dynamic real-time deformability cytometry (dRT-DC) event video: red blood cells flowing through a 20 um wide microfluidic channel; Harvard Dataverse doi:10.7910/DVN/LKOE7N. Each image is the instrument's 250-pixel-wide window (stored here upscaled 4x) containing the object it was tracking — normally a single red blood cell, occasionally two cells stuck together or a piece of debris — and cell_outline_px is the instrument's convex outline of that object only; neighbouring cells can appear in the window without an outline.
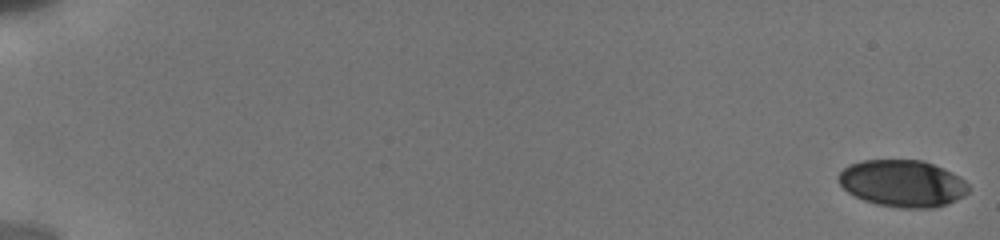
{"species": "human", "species_latin": "Homo sapiens", "temperature_condition": "cold", "stored_images_in_passage": 13, "camera_frame_rate_fps": 3000, "um_per_image_px": 0.085, "donor": {"sex": "male"}, "frame": {"image": 1, "passage_image": 1, "time_ms": 0.0, "image_size_px": [1000, 240], "cell_outline_px": [[968, 192], [964, 196], [956, 200], [932, 208], [900, 208], [876, 204], [864, 200], [848, 192], [840, 184], [836, 176], [848, 164], [864, 160], [924, 160], [944, 168], [952, 172], [964, 180], [968, 184]], "centroid_in_image_um": [76.7, 15.58], "position_along_channel_um": 8.3, "area_um2": 35.6}}
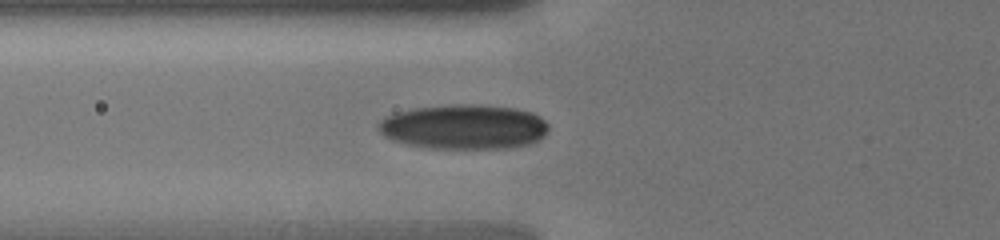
{"frame": {"image": 2, "passage_image": 11, "time_ms": 7.333, "image_size_px": [1000, 240], "cell_outline_px": [[548, 132], [544, 136], [528, 144], [508, 148], [432, 148], [408, 144], [392, 140], [384, 136], [376, 128], [376, 124], [384, 116], [392, 112], [412, 108], [456, 104], [480, 104], [516, 108], [532, 112], [540, 116], [548, 124]], "centroid_in_image_um": [39.4, 10.76], "position_along_channel_um": 86.4, "area_um2": 44.8}}
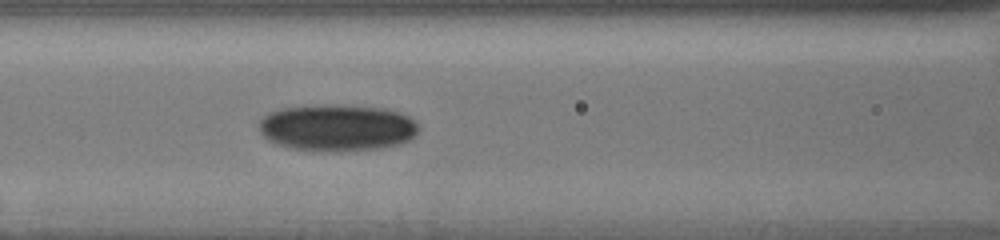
{"frame": {"image": 3, "passage_image": 13, "time_ms": 8.667, "image_size_px": [1000, 240], "cell_outline_px": [[420, 128], [416, 136], [400, 144], [380, 148], [340, 152], [312, 152], [288, 148], [276, 144], [268, 140], [260, 132], [260, 120], [268, 112], [284, 108], [384, 108], [408, 116], [416, 120]], "centroid_in_image_um": [28.67, 10.94], "position_along_channel_um": 137.9, "area_um2": 42.66}}